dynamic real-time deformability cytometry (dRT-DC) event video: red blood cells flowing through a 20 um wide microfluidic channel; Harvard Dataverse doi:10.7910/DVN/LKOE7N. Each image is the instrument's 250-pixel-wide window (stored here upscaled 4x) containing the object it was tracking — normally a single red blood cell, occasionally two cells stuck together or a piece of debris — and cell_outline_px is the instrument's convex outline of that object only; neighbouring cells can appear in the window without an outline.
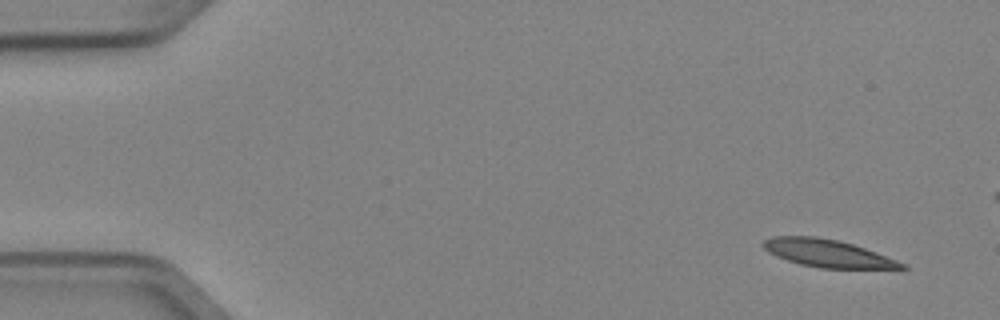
{"species": "Egyptian fruit bat (a non-hibernating species)", "species_latin": "Rousettus aegyptiacus", "temperature_condition": "cold", "stored_images_in_passage": 4, "camera_frame_rate_fps": 3000, "um_per_image_px": 0.085, "animal": {"sex": "female"}, "frame": {"image": 1, "passage_image": 1, "time_ms": 0.0, "image_size_px": [1000, 320], "cell_outline_px": [[908, 268], [904, 272], [900, 272], [820, 268], [800, 264], [776, 256], [768, 252], [760, 244], [764, 240], [772, 236], [816, 236], [836, 240], [852, 244], [876, 252], [896, 260], [904, 264]], "centroid_in_image_um": [70.52, 21.6], "position_along_channel_um": 14.5, "area_um2": 23.29}}